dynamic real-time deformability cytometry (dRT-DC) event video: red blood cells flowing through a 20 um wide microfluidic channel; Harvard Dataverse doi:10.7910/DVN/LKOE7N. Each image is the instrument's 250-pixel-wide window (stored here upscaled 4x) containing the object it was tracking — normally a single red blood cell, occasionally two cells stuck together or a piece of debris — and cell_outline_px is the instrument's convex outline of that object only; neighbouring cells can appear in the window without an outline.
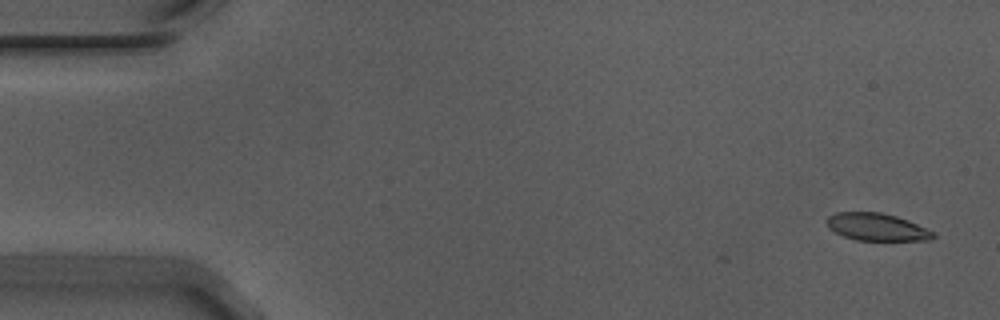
{"species": "Egyptian fruit bat (a non-hibernating species)", "species_latin": "Rousettus aegyptiacus", "temperature_condition": "warm", "stored_images_in_passage": 16, "camera_frame_rate_fps": 3000, "um_per_image_px": 0.085, "animal": {"sex": "male"}, "frame": {"image": 1, "passage_image": 1, "time_ms": 0.0, "image_size_px": [1000, 320], "cell_outline_px": [[936, 236], [932, 240], [856, 240], [844, 236], [828, 228], [824, 220], [828, 216], [836, 212], [880, 212], [896, 216], [908, 220], [936, 232]], "centroid_in_image_um": [74.53, 19.29], "position_along_channel_um": 10.5, "area_um2": 17.17}}
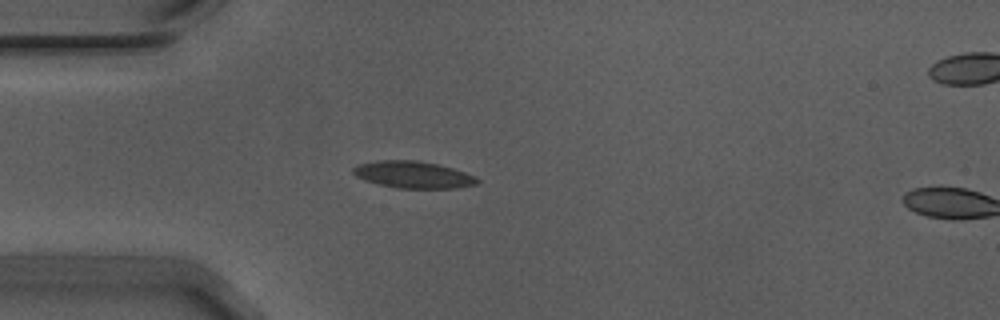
{"frame": {"image": 2, "passage_image": 14, "time_ms": 4.333, "image_size_px": [1000, 320], "cell_outline_px": [[480, 180], [476, 184], [456, 188], [396, 188], [364, 180], [356, 176], [352, 172], [352, 168], [360, 164], [380, 160], [416, 160], [436, 164], [452, 168], [476, 176]], "centroid_in_image_um": [35.12, 14.85], "position_along_channel_um": 49.9, "area_um2": 19.31}}